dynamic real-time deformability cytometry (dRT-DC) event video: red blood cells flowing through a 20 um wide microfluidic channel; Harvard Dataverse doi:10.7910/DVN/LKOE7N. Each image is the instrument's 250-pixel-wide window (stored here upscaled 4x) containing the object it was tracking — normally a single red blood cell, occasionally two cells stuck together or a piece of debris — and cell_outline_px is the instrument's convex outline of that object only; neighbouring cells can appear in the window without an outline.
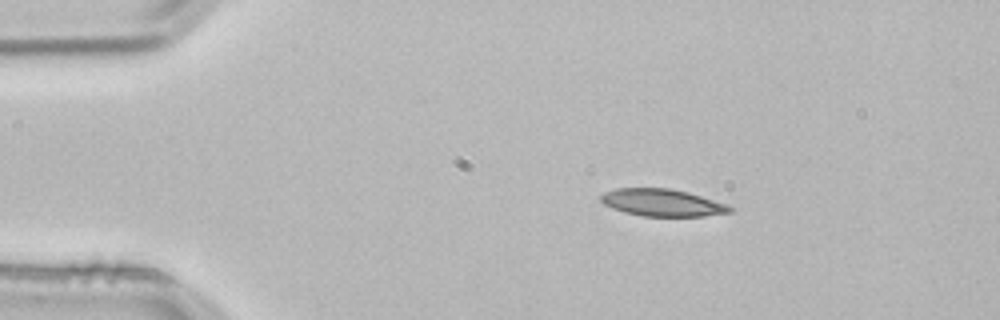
{"species": "common noctule bat (a hibernating species)", "species_latin": "Nyctalus noctula", "temperature_condition": "room temperature", "stored_images_in_passage": 2, "camera_frame_rate_fps": 3000, "um_per_image_px": 0.085, "animal": {"sex": "male", "body_mass_g": 21.5, "forearm_length_mm": 52.0}, "frame": {"image": 1, "passage_image": 1, "time_ms": 0.0, "image_size_px": [1000, 320], "cell_outline_px": [[732, 212], [704, 216], [644, 216], [624, 212], [612, 208], [604, 204], [600, 200], [600, 196], [604, 192], [616, 188], [668, 188], [688, 192], [728, 204], [732, 208]], "centroid_in_image_um": [56.29, 17.22], "position_along_channel_um": 28.7, "area_um2": 20.46}}